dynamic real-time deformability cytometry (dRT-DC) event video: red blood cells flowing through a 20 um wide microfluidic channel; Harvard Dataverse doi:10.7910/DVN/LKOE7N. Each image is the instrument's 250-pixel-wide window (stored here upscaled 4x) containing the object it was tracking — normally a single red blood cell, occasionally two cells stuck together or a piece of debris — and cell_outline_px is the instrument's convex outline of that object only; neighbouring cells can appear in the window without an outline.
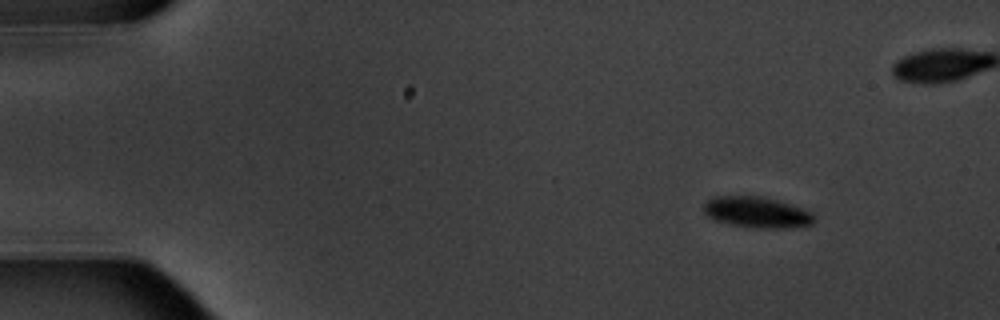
{"species": "common noctule bat (a hibernating species)", "species_latin": "Nyctalus noctula", "temperature_condition": "warm", "stored_images_in_passage": 5, "camera_frame_rate_fps": 3000, "um_per_image_px": 0.085, "animal": {"sex": "male", "body_mass_g": 20.1, "forearm_length_mm": 53.5}, "frame": {"image": 1, "passage_image": 2, "time_ms": 1.0, "image_size_px": [1000, 320], "cell_outline_px": [[816, 220], [812, 224], [784, 228], [752, 228], [732, 224], [716, 220], [708, 216], [704, 212], [704, 204], [712, 196], [764, 196], [812, 212], [816, 216]], "centroid_in_image_um": [64.34, 18.04], "position_along_channel_um": 20.7, "area_um2": 19.83}}